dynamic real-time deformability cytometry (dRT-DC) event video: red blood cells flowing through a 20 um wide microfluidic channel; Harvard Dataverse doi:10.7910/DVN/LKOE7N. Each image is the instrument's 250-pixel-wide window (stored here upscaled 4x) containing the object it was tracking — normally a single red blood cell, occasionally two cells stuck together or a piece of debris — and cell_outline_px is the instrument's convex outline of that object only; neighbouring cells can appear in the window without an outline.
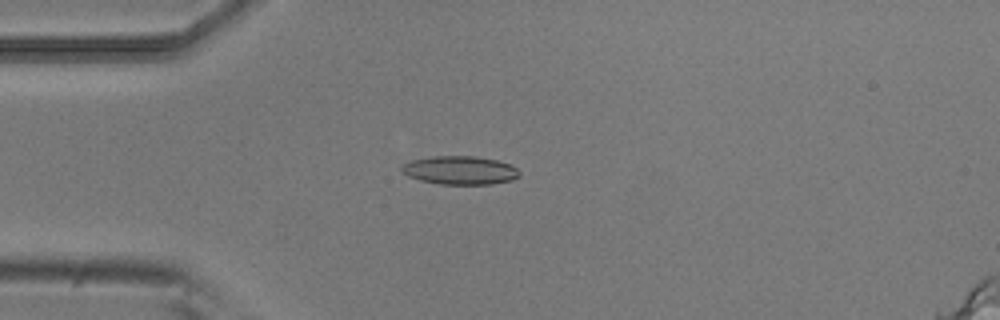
{"species": "common noctule bat (a hibernating species)", "species_latin": "Nyctalus noctula", "temperature_condition": "room temperature", "stored_images_in_passage": 48, "camera_frame_rate_fps": 3000, "um_per_image_px": 0.085, "animal": {"sex": "male", "body_mass_g": 20.5, "forearm_length_mm": 52.5}, "frame": {"image": 1, "passage_image": 14, "time_ms": 4.333, "image_size_px": [1000, 320], "cell_outline_px": [[520, 176], [512, 180], [492, 184], [440, 184], [420, 180], [408, 176], [400, 172], [400, 168], [404, 164], [412, 160], [432, 156], [476, 156], [496, 160], [512, 164], [520, 172]], "centroid_in_image_um": [39.11, 14.47], "position_along_channel_um": 45.9, "area_um2": 19.65}}
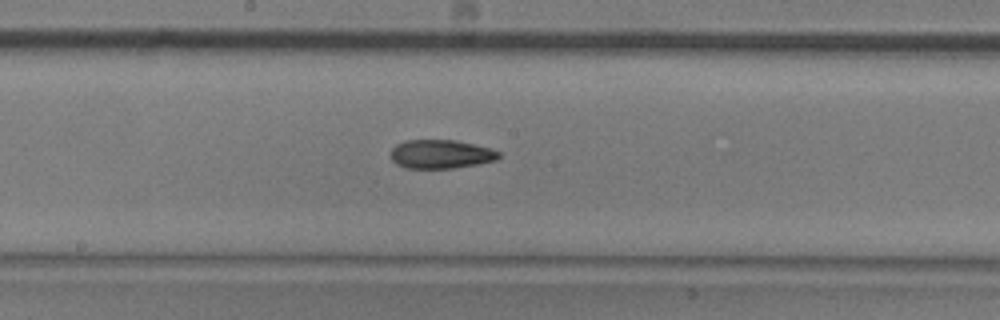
{"frame": {"image": 2, "passage_image": 28, "time_ms": 9.0, "image_size_px": [1000, 320], "cell_outline_px": [[500, 156], [496, 160], [476, 164], [452, 168], [404, 168], [396, 164], [392, 160], [392, 148], [396, 144], [404, 140], [456, 140], [488, 148], [500, 152]], "centroid_in_image_um": [37.44, 13.1], "position_along_channel_um": 210.8, "area_um2": 17.98}}
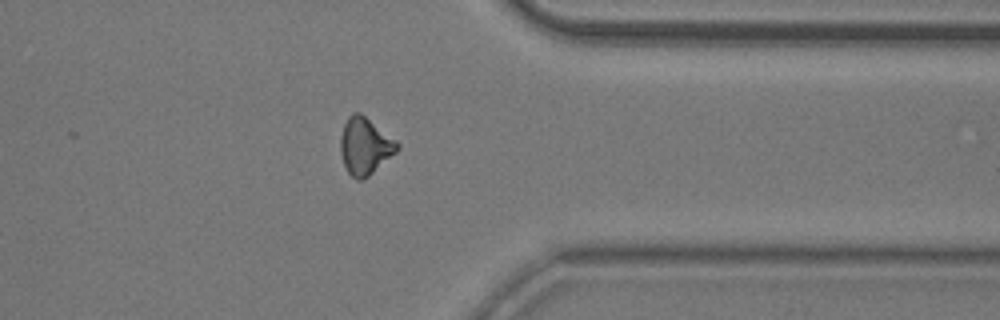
{"frame": {"image": 3, "passage_image": 42, "time_ms": 13.667, "image_size_px": [1000, 320], "cell_outline_px": [[400, 148], [396, 152], [364, 180], [356, 180], [348, 172], [344, 164], [340, 152], [340, 136], [344, 124], [348, 116], [352, 112], [360, 112], [396, 140], [400, 144]], "centroid_in_image_um": [31.01, 12.41], "position_along_channel_um": 380.4, "area_um2": 18.84}, "authors_computed_cell_mechanics": {"area_um2": 18.4382, "velocity_mm_per_s": 3.8237, "shape_relaxation_time_tau1_ms": null, "shape_relaxation_time_tau2_ms": 4.1897, "deformation_change_tau1": null, "deformation_change_tau2": 0.128}}